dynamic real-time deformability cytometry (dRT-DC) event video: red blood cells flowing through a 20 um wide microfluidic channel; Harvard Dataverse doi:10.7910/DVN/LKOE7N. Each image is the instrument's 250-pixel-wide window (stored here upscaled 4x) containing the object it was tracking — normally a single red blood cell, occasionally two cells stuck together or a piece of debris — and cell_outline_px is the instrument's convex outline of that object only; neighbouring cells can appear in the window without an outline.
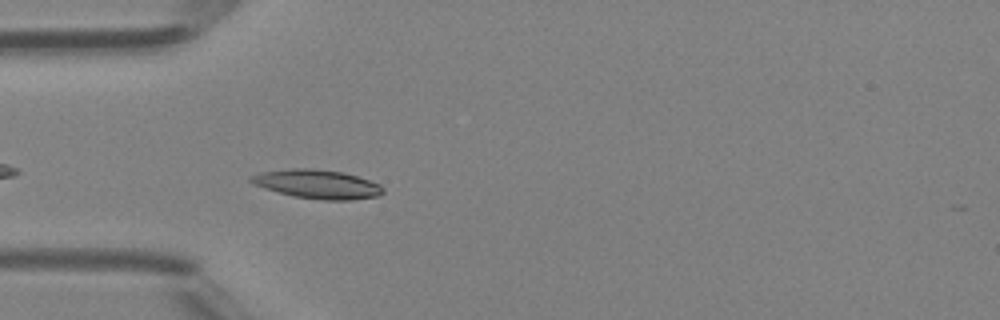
{"species": "Egyptian fruit bat (a non-hibernating species)", "species_latin": "Rousettus aegyptiacus", "temperature_condition": "room temperature", "stored_images_in_passage": 17, "camera_frame_rate_fps": 3000, "um_per_image_px": 0.085, "animal": {"sex": "female"}, "frame": {"image": 1, "passage_image": 4, "time_ms": 1.0, "image_size_px": [1000, 320], "cell_outline_px": [[384, 192], [380, 196], [352, 200], [324, 200], [292, 196], [264, 188], [252, 184], [248, 180], [248, 176], [260, 172], [292, 168], [312, 168], [344, 172], [380, 184], [384, 188]], "centroid_in_image_um": [26.95, 15.65], "position_along_channel_um": 58.0, "area_um2": 22.48}}
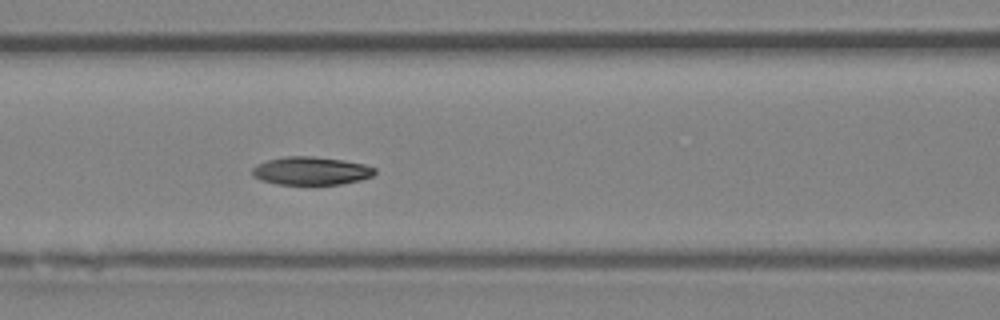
{"frame": {"image": 2, "passage_image": 10, "time_ms": 3.0, "image_size_px": [1000, 320], "cell_outline_px": [[376, 172], [372, 176], [360, 180], [340, 184], [276, 184], [260, 180], [252, 176], [252, 168], [256, 164], [268, 160], [284, 156], [312, 156], [344, 160], [364, 164], [376, 168]], "centroid_in_image_um": [26.42, 14.52], "position_along_channel_um": 140.2, "area_um2": 20.17}}
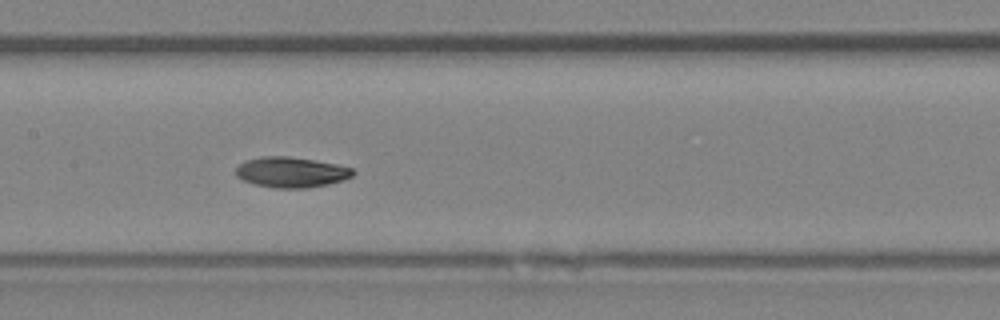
{"frame": {"image": 3, "passage_image": 13, "time_ms": 4.0, "image_size_px": [1000, 320], "cell_outline_px": [[356, 172], [352, 176], [344, 180], [328, 184], [308, 188], [272, 188], [252, 184], [236, 176], [236, 168], [240, 164], [248, 160], [260, 156], [288, 156], [336, 164], [352, 168]], "centroid_in_image_um": [24.75, 14.65], "position_along_channel_um": 182.6, "area_um2": 20.81}}